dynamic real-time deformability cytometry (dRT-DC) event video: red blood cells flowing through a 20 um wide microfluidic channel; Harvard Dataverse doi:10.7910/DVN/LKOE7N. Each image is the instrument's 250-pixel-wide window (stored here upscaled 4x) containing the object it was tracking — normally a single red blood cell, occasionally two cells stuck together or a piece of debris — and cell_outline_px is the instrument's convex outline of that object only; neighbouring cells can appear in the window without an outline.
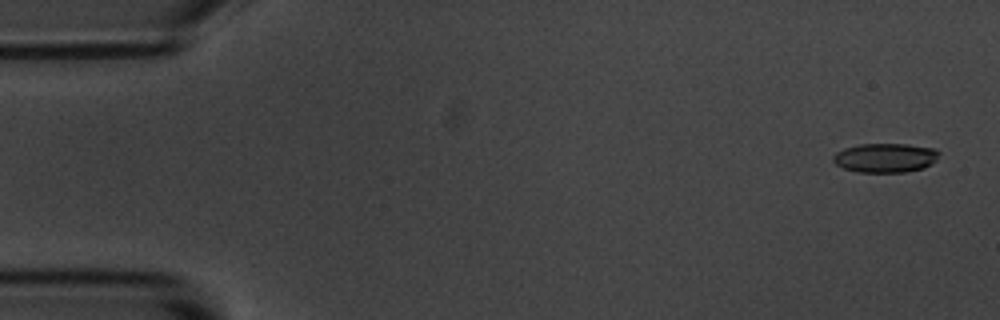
{"species": "common noctule bat (a hibernating species)", "species_latin": "Nyctalus noctula", "temperature_condition": "room temperature", "stored_images_in_passage": 5, "camera_frame_rate_fps": 3000, "um_per_image_px": 0.085, "animal": {"sex": "male", "body_mass_g": 20.1, "forearm_length_mm": 53.5}, "frame": {"image": 1, "passage_image": 1, "time_ms": 0.0, "image_size_px": [1000, 320], "cell_outline_px": [[940, 152], [936, 160], [932, 164], [924, 168], [904, 172], [856, 172], [844, 168], [836, 164], [832, 160], [832, 156], [836, 152], [844, 148], [860, 144], [908, 144], [936, 148]], "centroid_in_image_um": [75.26, 13.41], "position_along_channel_um": 9.7, "area_um2": 18.21}}
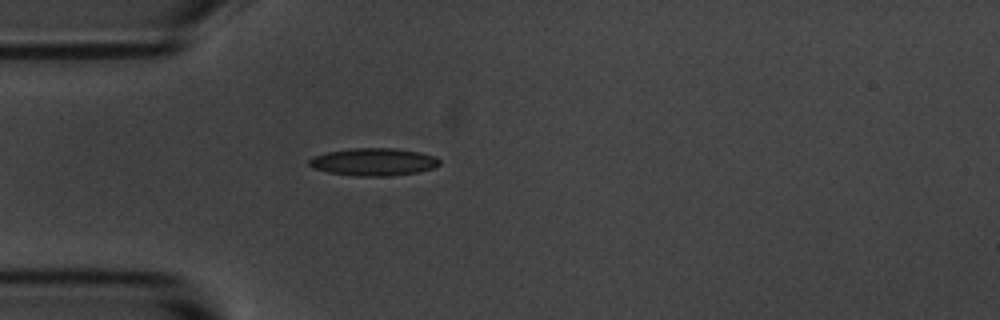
{"frame": {"image": 2, "passage_image": 5, "time_ms": 4.333, "image_size_px": [1000, 320], "cell_outline_px": [[440, 164], [432, 168], [416, 172], [384, 176], [356, 176], [328, 172], [312, 168], [308, 164], [308, 160], [312, 156], [328, 152], [352, 148], [396, 148], [420, 152], [436, 156], [440, 160]], "centroid_in_image_um": [31.73, 13.75], "position_along_channel_um": 53.3, "area_um2": 20.92}}